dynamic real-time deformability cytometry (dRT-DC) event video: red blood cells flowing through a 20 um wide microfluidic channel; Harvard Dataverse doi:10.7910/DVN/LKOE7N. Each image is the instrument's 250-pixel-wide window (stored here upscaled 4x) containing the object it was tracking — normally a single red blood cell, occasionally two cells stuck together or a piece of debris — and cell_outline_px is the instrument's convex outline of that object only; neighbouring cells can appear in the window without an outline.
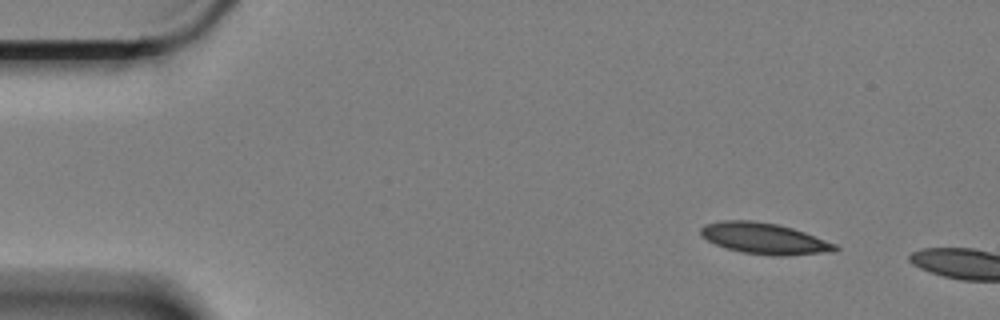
{"species": "Egyptian fruit bat (a non-hibernating species)", "species_latin": "Rousettus aegyptiacus", "temperature_condition": "cold", "stored_images_in_passage": 4, "camera_frame_rate_fps": 3000, "um_per_image_px": 0.085, "animal": {"sex": "female"}, "frame": {"image": 1, "passage_image": 4, "time_ms": 1.0, "image_size_px": [1000, 320], "cell_outline_px": [[840, 248], [836, 252], [784, 256], [772, 256], [744, 252], [724, 248], [708, 240], [700, 232], [700, 228], [704, 224], [720, 220], [752, 220], [776, 224], [792, 228], [804, 232], [836, 244]], "centroid_in_image_um": [64.99, 20.28], "position_along_channel_um": 20.0, "area_um2": 24.45}}